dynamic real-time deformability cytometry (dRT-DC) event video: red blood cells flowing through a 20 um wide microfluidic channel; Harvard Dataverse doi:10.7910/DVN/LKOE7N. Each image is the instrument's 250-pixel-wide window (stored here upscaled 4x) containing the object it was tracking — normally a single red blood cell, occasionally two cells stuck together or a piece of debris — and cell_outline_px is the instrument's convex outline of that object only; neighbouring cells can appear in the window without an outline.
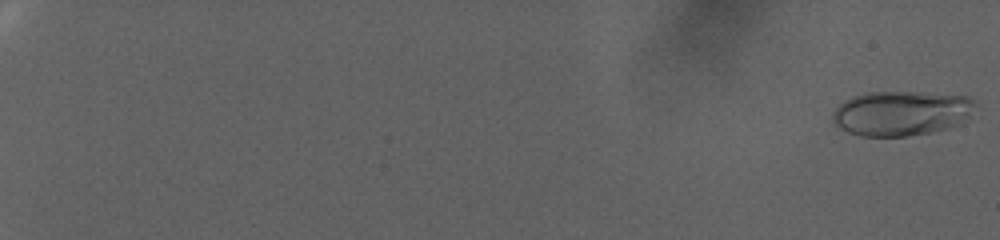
{"species": "human", "species_latin": "Homo sapiens", "temperature_condition": "warm", "stored_images_in_passage": 97, "camera_frame_rate_fps": 3000, "um_per_image_px": 0.085, "donor": {"sex": "female"}, "frame": {"image": 1, "passage_image": 1, "time_ms": 0.0, "image_size_px": [1000, 240], "cell_outline_px": [[976, 104], [968, 116], [960, 124], [948, 128], [932, 132], [908, 136], [860, 136], [848, 132], [840, 128], [832, 120], [832, 112], [844, 100], [852, 96], [868, 92], [924, 92], [968, 96], [976, 100]], "centroid_in_image_um": [76.61, 9.61], "position_along_channel_um": 8.4, "area_um2": 37.45}}
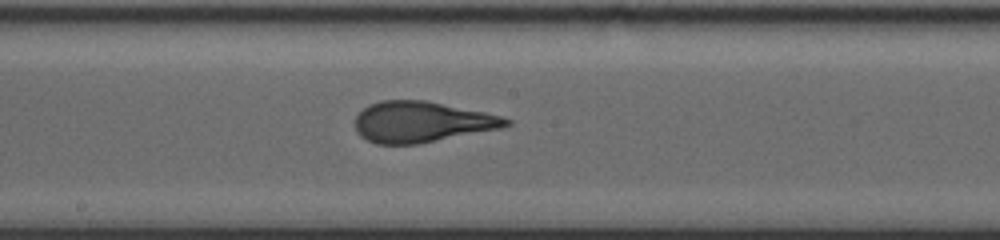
{"frame": {"image": 2, "passage_image": 61, "time_ms": 20.0, "image_size_px": [1000, 240], "cell_outline_px": [[512, 124], [500, 128], [416, 144], [376, 144], [360, 136], [356, 132], [356, 116], [368, 104], [380, 100], [424, 100], [484, 112], [500, 116], [512, 120]], "centroid_in_image_um": [35.81, 10.36], "position_along_channel_um": 212.4, "area_um2": 35.6}}
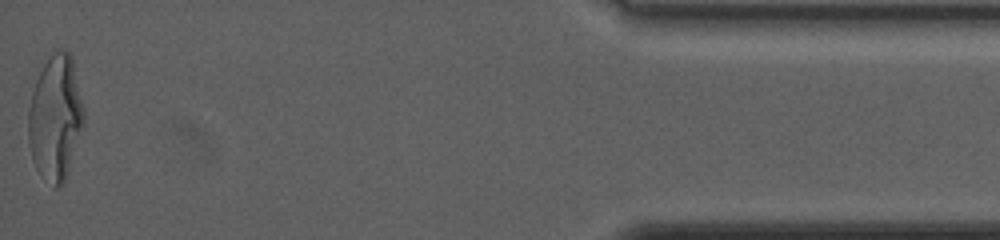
{"frame": {"image": 3, "passage_image": 97, "time_ms": 32.0, "image_size_px": [1000, 240], "cell_outline_px": [[84, 124], [64, 184], [60, 188], [52, 188], [40, 176], [32, 160], [28, 144], [28, 108], [32, 92], [36, 80], [44, 64], [56, 48], [68, 52], [72, 56], [84, 108]], "centroid_in_image_um": [4.7, 10.06], "position_along_channel_um": 430.5, "area_um2": 40.98}, "authors_computed_cell_mechanics": {"area_um2": 35.547, "velocity_mm_per_s": 2.3459, "shape_relaxation_time_tau1_ms": 8.1943, "shape_relaxation_time_tau2_ms": null, "deformation_change_tau1": 0.2518, "deformation_change_tau2": null}}